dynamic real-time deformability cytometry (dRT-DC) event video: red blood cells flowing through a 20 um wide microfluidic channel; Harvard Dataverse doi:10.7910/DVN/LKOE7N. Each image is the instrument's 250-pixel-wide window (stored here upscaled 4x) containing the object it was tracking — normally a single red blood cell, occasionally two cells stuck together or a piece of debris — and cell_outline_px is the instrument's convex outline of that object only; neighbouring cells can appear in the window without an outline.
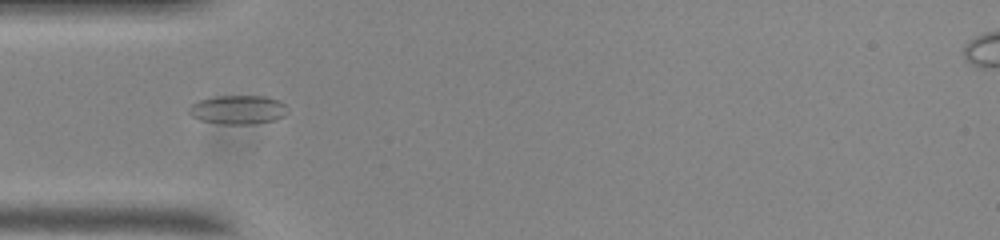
{"species": "common noctule bat (a hibernating species)", "species_latin": "Nyctalus noctula", "temperature_condition": "room temperature", "stored_images_in_passage": 39, "camera_frame_rate_fps": 3000, "um_per_image_px": 0.085, "animal": {"sex": "male", "body_mass_g": 20.0, "forearm_length_mm": 53.3}, "frame": {"image": 1, "passage_image": 1, "time_ms": 0.0, "image_size_px": [1000, 240], "cell_outline_px": [[288, 112], [284, 116], [276, 120], [252, 124], [224, 124], [200, 120], [192, 116], [188, 112], [188, 108], [192, 104], [200, 100], [216, 96], [264, 96], [280, 100], [284, 104]], "centroid_in_image_um": [20.25, 9.33], "position_along_channel_um": 64.8, "area_um2": 16.65}}
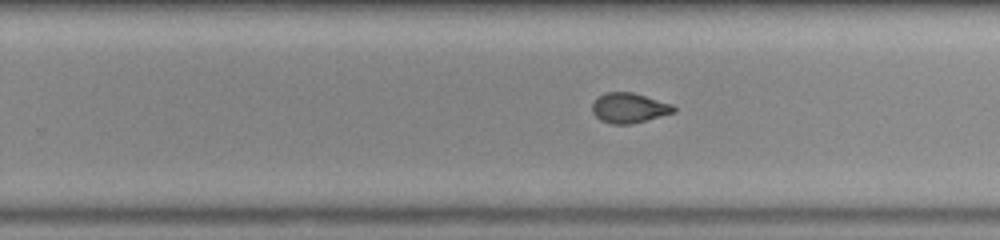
{"frame": {"image": 2, "passage_image": 18, "time_ms": 5.667, "image_size_px": [1000, 240], "cell_outline_px": [[676, 112], [632, 124], [612, 124], [600, 120], [592, 112], [592, 104], [600, 96], [608, 92], [632, 92], [672, 104], [676, 108]], "centroid_in_image_um": [53.49, 9.18], "position_along_channel_um": 276.3, "area_um2": 14.16}}
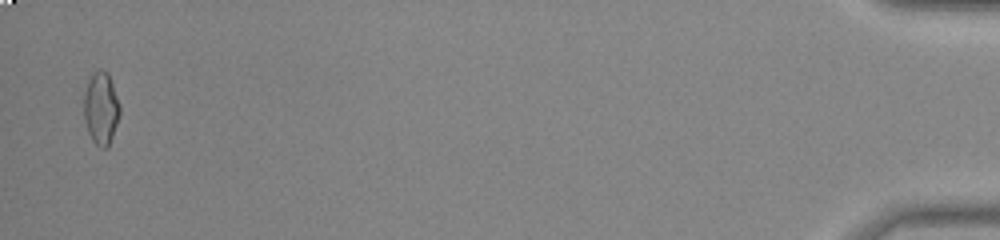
{"frame": {"image": 3, "passage_image": 38, "time_ms": 12.333, "image_size_px": [1000, 240], "cell_outline_px": [[120, 112], [108, 148], [100, 148], [92, 140], [88, 132], [84, 120], [84, 96], [88, 80], [100, 68], [108, 72], [120, 104]], "centroid_in_image_um": [8.59, 9.22], "position_along_channel_um": 426.6, "area_um2": 15.09}, "authors_computed_cell_mechanics": {"area_um2": 14.5078, "velocity_mm_per_s": 3.7316, "shape_relaxation_time_tau1_ms": null, "shape_relaxation_time_tau2_ms": 1.0863, "deformation_change_tau1": null, "deformation_change_tau2": 0.0611}}